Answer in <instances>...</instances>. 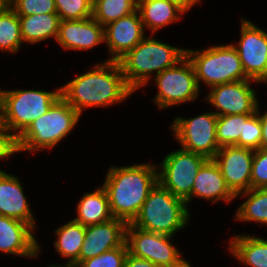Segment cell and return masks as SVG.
Returning a JSON list of instances; mask_svg holds the SVG:
<instances>
[{"label":"cell","mask_w":267,"mask_h":267,"mask_svg":"<svg viewBox=\"0 0 267 267\" xmlns=\"http://www.w3.org/2000/svg\"><path fill=\"white\" fill-rule=\"evenodd\" d=\"M118 61H103L61 86V97L81 116L91 107H108L133 94Z\"/></svg>","instance_id":"cell-1"},{"label":"cell","mask_w":267,"mask_h":267,"mask_svg":"<svg viewBox=\"0 0 267 267\" xmlns=\"http://www.w3.org/2000/svg\"><path fill=\"white\" fill-rule=\"evenodd\" d=\"M102 187L114 218L131 223L158 183V166L152 163L110 166Z\"/></svg>","instance_id":"cell-2"},{"label":"cell","mask_w":267,"mask_h":267,"mask_svg":"<svg viewBox=\"0 0 267 267\" xmlns=\"http://www.w3.org/2000/svg\"><path fill=\"white\" fill-rule=\"evenodd\" d=\"M145 37L118 60L127 85L133 90L143 87L155 75L174 66L185 56L184 48H177L160 40Z\"/></svg>","instance_id":"cell-3"},{"label":"cell","mask_w":267,"mask_h":267,"mask_svg":"<svg viewBox=\"0 0 267 267\" xmlns=\"http://www.w3.org/2000/svg\"><path fill=\"white\" fill-rule=\"evenodd\" d=\"M80 114L60 97L47 113L32 122L16 139V151L52 149L77 125Z\"/></svg>","instance_id":"cell-4"},{"label":"cell","mask_w":267,"mask_h":267,"mask_svg":"<svg viewBox=\"0 0 267 267\" xmlns=\"http://www.w3.org/2000/svg\"><path fill=\"white\" fill-rule=\"evenodd\" d=\"M189 213L186 201L158 182L131 224L145 231L174 236L188 224Z\"/></svg>","instance_id":"cell-5"},{"label":"cell","mask_w":267,"mask_h":267,"mask_svg":"<svg viewBox=\"0 0 267 267\" xmlns=\"http://www.w3.org/2000/svg\"><path fill=\"white\" fill-rule=\"evenodd\" d=\"M60 97L61 87L51 92L0 89V123L16 139Z\"/></svg>","instance_id":"cell-6"},{"label":"cell","mask_w":267,"mask_h":267,"mask_svg":"<svg viewBox=\"0 0 267 267\" xmlns=\"http://www.w3.org/2000/svg\"><path fill=\"white\" fill-rule=\"evenodd\" d=\"M185 55L194 68L199 87L202 82L211 88L225 83L249 80L233 43L214 45L203 50L185 48Z\"/></svg>","instance_id":"cell-7"},{"label":"cell","mask_w":267,"mask_h":267,"mask_svg":"<svg viewBox=\"0 0 267 267\" xmlns=\"http://www.w3.org/2000/svg\"><path fill=\"white\" fill-rule=\"evenodd\" d=\"M154 76L158 92L153 102L159 109L195 101L201 92L194 68L186 55L174 66Z\"/></svg>","instance_id":"cell-8"},{"label":"cell","mask_w":267,"mask_h":267,"mask_svg":"<svg viewBox=\"0 0 267 267\" xmlns=\"http://www.w3.org/2000/svg\"><path fill=\"white\" fill-rule=\"evenodd\" d=\"M207 158L184 149L168 153L158 165V182L174 196L186 200L197 173Z\"/></svg>","instance_id":"cell-9"},{"label":"cell","mask_w":267,"mask_h":267,"mask_svg":"<svg viewBox=\"0 0 267 267\" xmlns=\"http://www.w3.org/2000/svg\"><path fill=\"white\" fill-rule=\"evenodd\" d=\"M216 124L217 115L210 111L189 119L177 117L170 127L182 149L213 159L220 149Z\"/></svg>","instance_id":"cell-10"},{"label":"cell","mask_w":267,"mask_h":267,"mask_svg":"<svg viewBox=\"0 0 267 267\" xmlns=\"http://www.w3.org/2000/svg\"><path fill=\"white\" fill-rule=\"evenodd\" d=\"M241 37L236 48L248 79L267 83V32L250 20L241 18Z\"/></svg>","instance_id":"cell-11"},{"label":"cell","mask_w":267,"mask_h":267,"mask_svg":"<svg viewBox=\"0 0 267 267\" xmlns=\"http://www.w3.org/2000/svg\"><path fill=\"white\" fill-rule=\"evenodd\" d=\"M173 236L142 230L127 223L126 244L135 257L147 259L158 266L175 264L183 257L171 242Z\"/></svg>","instance_id":"cell-12"},{"label":"cell","mask_w":267,"mask_h":267,"mask_svg":"<svg viewBox=\"0 0 267 267\" xmlns=\"http://www.w3.org/2000/svg\"><path fill=\"white\" fill-rule=\"evenodd\" d=\"M251 81L254 82L249 79L213 86L204 99L215 107L217 116L254 114L260 104Z\"/></svg>","instance_id":"cell-13"},{"label":"cell","mask_w":267,"mask_h":267,"mask_svg":"<svg viewBox=\"0 0 267 267\" xmlns=\"http://www.w3.org/2000/svg\"><path fill=\"white\" fill-rule=\"evenodd\" d=\"M254 150L237 146H222L213 160L230 190L238 193L251 189V168Z\"/></svg>","instance_id":"cell-14"},{"label":"cell","mask_w":267,"mask_h":267,"mask_svg":"<svg viewBox=\"0 0 267 267\" xmlns=\"http://www.w3.org/2000/svg\"><path fill=\"white\" fill-rule=\"evenodd\" d=\"M127 223L119 218L107 222L85 226V239L74 263L77 267L82 261L101 255L111 249L121 247L126 241Z\"/></svg>","instance_id":"cell-15"},{"label":"cell","mask_w":267,"mask_h":267,"mask_svg":"<svg viewBox=\"0 0 267 267\" xmlns=\"http://www.w3.org/2000/svg\"><path fill=\"white\" fill-rule=\"evenodd\" d=\"M145 28L136 10L104 26L105 43L110 54L108 61H118L146 36Z\"/></svg>","instance_id":"cell-16"},{"label":"cell","mask_w":267,"mask_h":267,"mask_svg":"<svg viewBox=\"0 0 267 267\" xmlns=\"http://www.w3.org/2000/svg\"><path fill=\"white\" fill-rule=\"evenodd\" d=\"M34 231L28 223L0 215V251L6 255L36 258L40 246Z\"/></svg>","instance_id":"cell-17"},{"label":"cell","mask_w":267,"mask_h":267,"mask_svg":"<svg viewBox=\"0 0 267 267\" xmlns=\"http://www.w3.org/2000/svg\"><path fill=\"white\" fill-rule=\"evenodd\" d=\"M56 41L65 50H89L105 42L104 26L93 17L61 20Z\"/></svg>","instance_id":"cell-18"},{"label":"cell","mask_w":267,"mask_h":267,"mask_svg":"<svg viewBox=\"0 0 267 267\" xmlns=\"http://www.w3.org/2000/svg\"><path fill=\"white\" fill-rule=\"evenodd\" d=\"M192 197L211 200L213 203L221 200L230 203L236 195L227 186L217 163L213 159H207L195 177L191 195L185 200L187 206L193 200Z\"/></svg>","instance_id":"cell-19"},{"label":"cell","mask_w":267,"mask_h":267,"mask_svg":"<svg viewBox=\"0 0 267 267\" xmlns=\"http://www.w3.org/2000/svg\"><path fill=\"white\" fill-rule=\"evenodd\" d=\"M18 177L0 171V215L28 223L35 230L34 214Z\"/></svg>","instance_id":"cell-20"},{"label":"cell","mask_w":267,"mask_h":267,"mask_svg":"<svg viewBox=\"0 0 267 267\" xmlns=\"http://www.w3.org/2000/svg\"><path fill=\"white\" fill-rule=\"evenodd\" d=\"M137 11L144 25L153 33L181 19L185 13L171 0H142L137 3Z\"/></svg>","instance_id":"cell-21"},{"label":"cell","mask_w":267,"mask_h":267,"mask_svg":"<svg viewBox=\"0 0 267 267\" xmlns=\"http://www.w3.org/2000/svg\"><path fill=\"white\" fill-rule=\"evenodd\" d=\"M77 217L72 220L83 226L100 224L113 219L107 193L103 187L84 193L77 205Z\"/></svg>","instance_id":"cell-22"},{"label":"cell","mask_w":267,"mask_h":267,"mask_svg":"<svg viewBox=\"0 0 267 267\" xmlns=\"http://www.w3.org/2000/svg\"><path fill=\"white\" fill-rule=\"evenodd\" d=\"M229 252L243 265L267 267V240L253 235H234Z\"/></svg>","instance_id":"cell-23"},{"label":"cell","mask_w":267,"mask_h":267,"mask_svg":"<svg viewBox=\"0 0 267 267\" xmlns=\"http://www.w3.org/2000/svg\"><path fill=\"white\" fill-rule=\"evenodd\" d=\"M19 21L24 43L34 45L51 37L57 39L61 21L57 13L19 16Z\"/></svg>","instance_id":"cell-24"},{"label":"cell","mask_w":267,"mask_h":267,"mask_svg":"<svg viewBox=\"0 0 267 267\" xmlns=\"http://www.w3.org/2000/svg\"><path fill=\"white\" fill-rule=\"evenodd\" d=\"M57 239L53 243L61 257L67 258L69 264L79 259V254L85 239V226L73 220L55 230Z\"/></svg>","instance_id":"cell-25"},{"label":"cell","mask_w":267,"mask_h":267,"mask_svg":"<svg viewBox=\"0 0 267 267\" xmlns=\"http://www.w3.org/2000/svg\"><path fill=\"white\" fill-rule=\"evenodd\" d=\"M239 195L248 198L237 208L235 220L267 224V188L250 189L238 193L236 198Z\"/></svg>","instance_id":"cell-26"},{"label":"cell","mask_w":267,"mask_h":267,"mask_svg":"<svg viewBox=\"0 0 267 267\" xmlns=\"http://www.w3.org/2000/svg\"><path fill=\"white\" fill-rule=\"evenodd\" d=\"M22 43L19 16L7 4L0 10V52L15 54Z\"/></svg>","instance_id":"cell-27"},{"label":"cell","mask_w":267,"mask_h":267,"mask_svg":"<svg viewBox=\"0 0 267 267\" xmlns=\"http://www.w3.org/2000/svg\"><path fill=\"white\" fill-rule=\"evenodd\" d=\"M137 10L135 0H93L92 17L102 26Z\"/></svg>","instance_id":"cell-28"},{"label":"cell","mask_w":267,"mask_h":267,"mask_svg":"<svg viewBox=\"0 0 267 267\" xmlns=\"http://www.w3.org/2000/svg\"><path fill=\"white\" fill-rule=\"evenodd\" d=\"M252 114L217 116L216 138L219 147L234 146L243 137L244 123Z\"/></svg>","instance_id":"cell-29"},{"label":"cell","mask_w":267,"mask_h":267,"mask_svg":"<svg viewBox=\"0 0 267 267\" xmlns=\"http://www.w3.org/2000/svg\"><path fill=\"white\" fill-rule=\"evenodd\" d=\"M61 20H83L92 17L93 0H54Z\"/></svg>","instance_id":"cell-30"},{"label":"cell","mask_w":267,"mask_h":267,"mask_svg":"<svg viewBox=\"0 0 267 267\" xmlns=\"http://www.w3.org/2000/svg\"><path fill=\"white\" fill-rule=\"evenodd\" d=\"M262 127L259 119V106L257 112L252 114L244 123L243 137H239L234 145L237 147L258 150L261 148Z\"/></svg>","instance_id":"cell-31"},{"label":"cell","mask_w":267,"mask_h":267,"mask_svg":"<svg viewBox=\"0 0 267 267\" xmlns=\"http://www.w3.org/2000/svg\"><path fill=\"white\" fill-rule=\"evenodd\" d=\"M128 253L126 242L121 246L102 253L99 256L82 261L77 267H124Z\"/></svg>","instance_id":"cell-32"},{"label":"cell","mask_w":267,"mask_h":267,"mask_svg":"<svg viewBox=\"0 0 267 267\" xmlns=\"http://www.w3.org/2000/svg\"><path fill=\"white\" fill-rule=\"evenodd\" d=\"M18 16L57 13L54 0H8Z\"/></svg>","instance_id":"cell-33"},{"label":"cell","mask_w":267,"mask_h":267,"mask_svg":"<svg viewBox=\"0 0 267 267\" xmlns=\"http://www.w3.org/2000/svg\"><path fill=\"white\" fill-rule=\"evenodd\" d=\"M267 188V149L254 150L251 168V189Z\"/></svg>","instance_id":"cell-34"},{"label":"cell","mask_w":267,"mask_h":267,"mask_svg":"<svg viewBox=\"0 0 267 267\" xmlns=\"http://www.w3.org/2000/svg\"><path fill=\"white\" fill-rule=\"evenodd\" d=\"M15 153H17L15 138L0 123V159H8Z\"/></svg>","instance_id":"cell-35"},{"label":"cell","mask_w":267,"mask_h":267,"mask_svg":"<svg viewBox=\"0 0 267 267\" xmlns=\"http://www.w3.org/2000/svg\"><path fill=\"white\" fill-rule=\"evenodd\" d=\"M124 267H161V266H158L147 259L135 257L128 252L124 261Z\"/></svg>","instance_id":"cell-36"},{"label":"cell","mask_w":267,"mask_h":267,"mask_svg":"<svg viewBox=\"0 0 267 267\" xmlns=\"http://www.w3.org/2000/svg\"><path fill=\"white\" fill-rule=\"evenodd\" d=\"M262 114L259 108V119L262 127L261 148L267 149V110L265 113Z\"/></svg>","instance_id":"cell-37"},{"label":"cell","mask_w":267,"mask_h":267,"mask_svg":"<svg viewBox=\"0 0 267 267\" xmlns=\"http://www.w3.org/2000/svg\"><path fill=\"white\" fill-rule=\"evenodd\" d=\"M174 2L180 9L184 12L190 10L191 7L195 6L197 2H201V0H171Z\"/></svg>","instance_id":"cell-38"},{"label":"cell","mask_w":267,"mask_h":267,"mask_svg":"<svg viewBox=\"0 0 267 267\" xmlns=\"http://www.w3.org/2000/svg\"><path fill=\"white\" fill-rule=\"evenodd\" d=\"M190 262L186 261V259L184 260V258L180 259L177 263L175 264H171V265H167L164 267H192L191 264H189Z\"/></svg>","instance_id":"cell-39"},{"label":"cell","mask_w":267,"mask_h":267,"mask_svg":"<svg viewBox=\"0 0 267 267\" xmlns=\"http://www.w3.org/2000/svg\"><path fill=\"white\" fill-rule=\"evenodd\" d=\"M48 267H76L74 264H69V263H66L65 265H56V264H52Z\"/></svg>","instance_id":"cell-40"},{"label":"cell","mask_w":267,"mask_h":267,"mask_svg":"<svg viewBox=\"0 0 267 267\" xmlns=\"http://www.w3.org/2000/svg\"><path fill=\"white\" fill-rule=\"evenodd\" d=\"M8 4V0H0V10H2Z\"/></svg>","instance_id":"cell-41"}]
</instances>
